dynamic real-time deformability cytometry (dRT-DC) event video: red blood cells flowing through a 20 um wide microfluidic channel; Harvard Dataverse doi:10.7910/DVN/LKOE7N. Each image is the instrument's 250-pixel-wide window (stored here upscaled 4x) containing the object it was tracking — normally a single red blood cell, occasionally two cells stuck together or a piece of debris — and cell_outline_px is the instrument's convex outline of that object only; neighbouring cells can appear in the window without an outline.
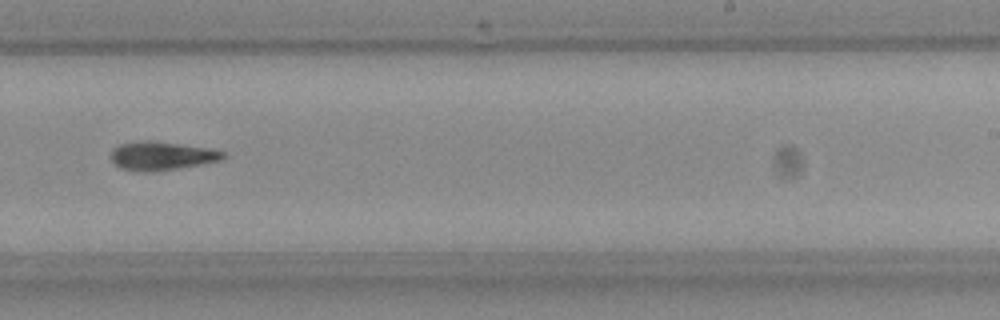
{"species": "Egyptian fruit bat (a non-hibernating species)", "species_latin": "Rousettus aegyptiacus", "temperature_condition": "room temperature", "stored_images_in_passage": 31, "camera_frame_rate_fps": 3000, "um_per_image_px": 0.085, "frame": {"image": 1, "passage_image": 18, "time_ms": 5.667, "image_size_px": [1000, 320], "cell_outline_px": [[228, 156], [220, 160], [200, 164], [176, 168], [120, 168], [112, 160], [112, 148], [120, 144], [144, 140], [152, 140], [212, 148], [224, 152]], "centroid_in_image_um": [13.82, 13.17], "position_along_channel_um": 275.2, "area_um2": 17.74}, "authors_computed_cell_mechanics": {"area_um2": 18.0336, "velocity_mm_per_s": 3.9712, "shape_relaxation_time_tau1_ms": 9.209, "shape_relaxation_time_tau2_ms": null, "deformation_change_tau1": 0.2336, "deformation_change_tau2": null}}